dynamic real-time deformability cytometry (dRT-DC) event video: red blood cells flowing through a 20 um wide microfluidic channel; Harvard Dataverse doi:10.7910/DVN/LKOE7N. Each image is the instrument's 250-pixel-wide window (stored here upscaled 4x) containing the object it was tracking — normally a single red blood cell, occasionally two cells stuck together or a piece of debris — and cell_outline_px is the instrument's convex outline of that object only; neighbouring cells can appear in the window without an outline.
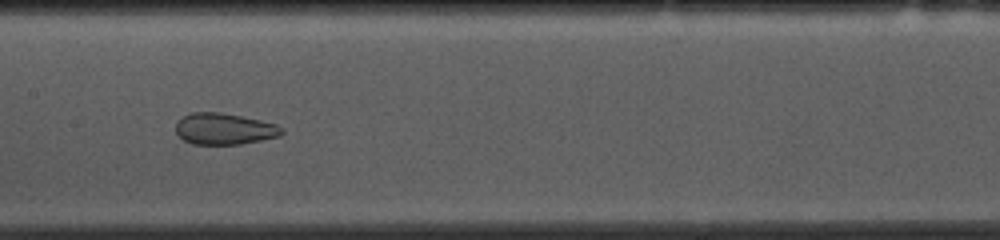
{"species": "common noctule bat (a hibernating species)", "species_latin": "Nyctalus noctula", "temperature_condition": "cold", "stored_images_in_passage": 52, "camera_frame_rate_fps": 3000, "um_per_image_px": 0.085, "animal": {"sex": "female", "body_mass_g": 10.0, "forearm_length_mm": 53.1}, "frame": {"image": 1, "passage_image": 24, "time_ms": 7.667, "image_size_px": [1000, 240], "cell_outline_px": [[284, 132], [280, 136], [240, 144], [192, 144], [184, 140], [176, 132], [176, 120], [192, 112], [220, 112], [260, 120], [276, 124], [284, 128]], "centroid_in_image_um": [19.06, 10.95], "position_along_channel_um": 188.3, "area_um2": 19.36}}
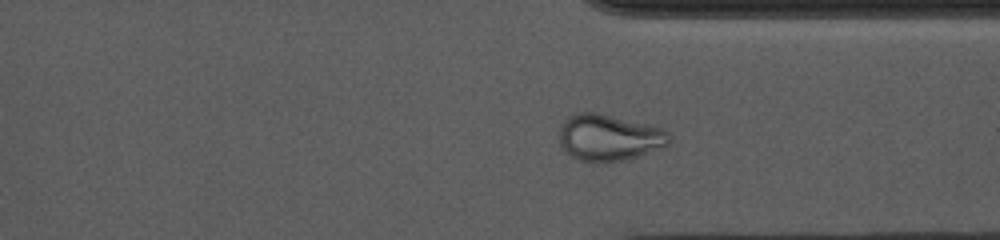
{"frame": {"image": 2, "passage_image": 38, "time_ms": 12.333, "image_size_px": [1000, 240], "cell_outline_px": [[668, 144], [664, 148], [624, 160], [580, 160], [572, 156], [564, 148], [560, 140], [560, 128], [564, 120], [568, 116], [580, 112], [596, 112], [656, 124], [668, 132]], "centroid_in_image_um": [51.83, 11.64], "position_along_channel_um": 359.6, "area_um2": 29.59}}
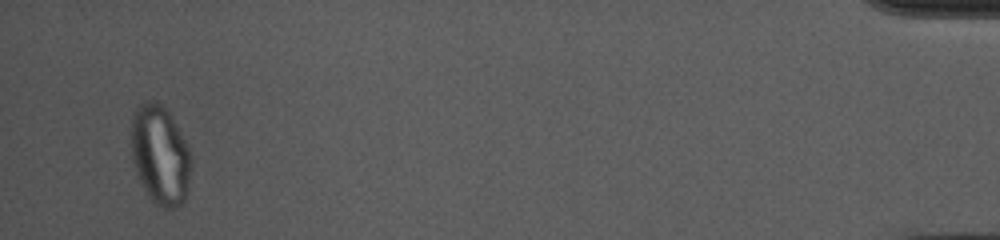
{"frame": {"image": 3, "passage_image": 50, "time_ms": 16.333, "image_size_px": [1000, 240], "cell_outline_px": [[192, 156], [184, 200], [176, 208], [164, 208], [156, 204], [152, 200], [140, 180], [132, 160], [132, 116], [136, 108], [140, 104], [148, 100], [156, 100], [168, 112], [184, 140]], "centroid_in_image_um": [13.6, 13.15], "position_along_channel_um": 421.6, "area_um2": 33.87}}